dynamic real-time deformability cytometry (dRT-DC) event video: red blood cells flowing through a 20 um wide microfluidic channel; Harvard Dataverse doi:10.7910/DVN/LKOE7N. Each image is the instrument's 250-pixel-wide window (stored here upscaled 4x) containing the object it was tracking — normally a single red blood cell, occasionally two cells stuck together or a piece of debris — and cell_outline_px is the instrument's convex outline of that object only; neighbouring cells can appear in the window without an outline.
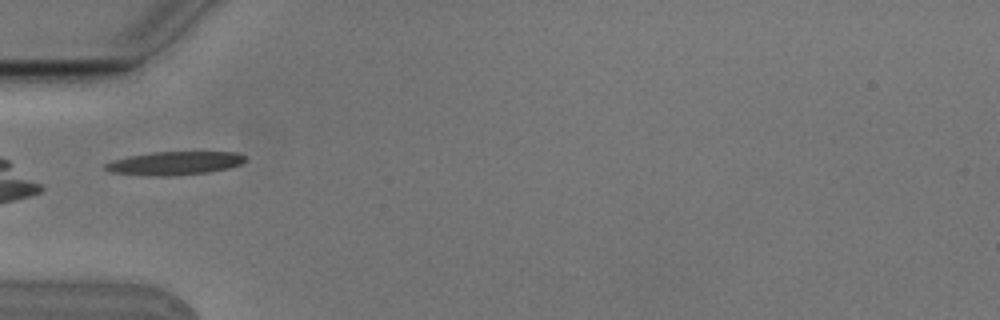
{"species": "Egyptian fruit bat (a non-hibernating species)", "species_latin": "Rousettus aegyptiacus", "temperature_condition": "cold", "stored_images_in_passage": 6, "camera_frame_rate_fps": 3000, "um_per_image_px": 0.085, "animal": {"sex": "male"}, "frame": {"image": 1, "passage_image": 5, "time_ms": 1.333, "image_size_px": [1000, 320], "cell_outline_px": [[244, 160], [240, 164], [228, 168], [208, 172], [168, 176], [156, 176], [112, 172], [104, 168], [104, 164], [112, 160], [128, 156], [152, 152], [236, 152], [244, 156]], "centroid_in_image_um": [14.81, 13.86], "position_along_channel_um": 70.2, "area_um2": 18.84}}